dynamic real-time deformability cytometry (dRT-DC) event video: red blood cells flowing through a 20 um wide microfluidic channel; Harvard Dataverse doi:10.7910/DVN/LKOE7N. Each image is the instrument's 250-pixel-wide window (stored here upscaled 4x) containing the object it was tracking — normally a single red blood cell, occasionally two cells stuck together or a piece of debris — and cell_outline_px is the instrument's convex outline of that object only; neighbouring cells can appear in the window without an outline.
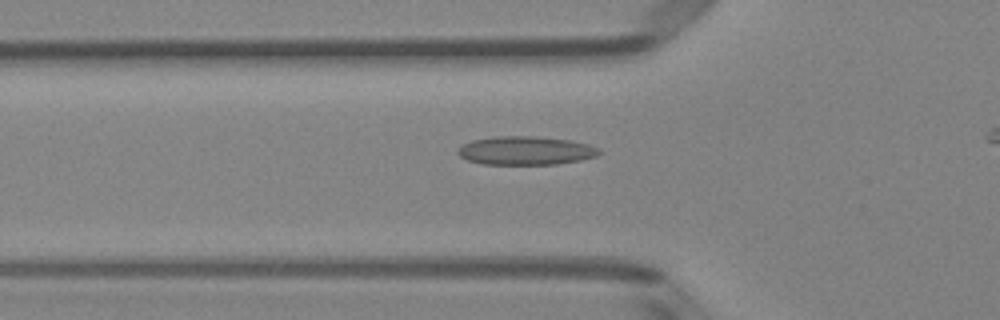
{"species": "Egyptian fruit bat (a non-hibernating species)", "species_latin": "Rousettus aegyptiacus", "temperature_condition": "room temperature", "stored_images_in_passage": 40, "camera_frame_rate_fps": 3000, "um_per_image_px": 0.085, "animal": {"sex": "female"}, "frame": {"image": 1, "passage_image": 13, "time_ms": 4.0, "image_size_px": [1000, 320], "cell_outline_px": [[600, 152], [596, 156], [580, 160], [556, 164], [484, 164], [468, 160], [460, 156], [456, 152], [464, 144], [472, 140], [492, 136], [536, 136], [568, 140], [588, 144], [600, 148]], "centroid_in_image_um": [44.68, 12.79], "position_along_channel_um": 81.1, "area_um2": 23.41}}
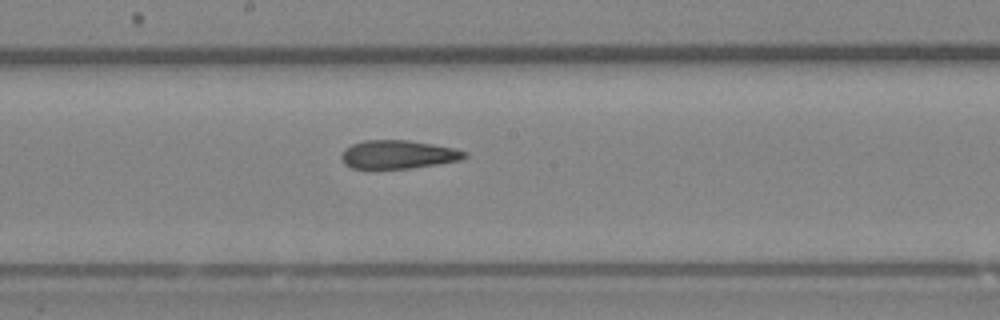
{"frame": {"image": 2, "passage_image": 23, "time_ms": 7.333, "image_size_px": [1000, 320], "cell_outline_px": [[468, 156], [460, 160], [412, 168], [352, 168], [344, 164], [340, 160], [340, 156], [344, 148], [352, 144], [364, 140], [408, 140], [432, 144], [452, 148], [468, 152]], "centroid_in_image_um": [33.8, 13.13], "position_along_channel_um": 214.4, "area_um2": 20.4}}
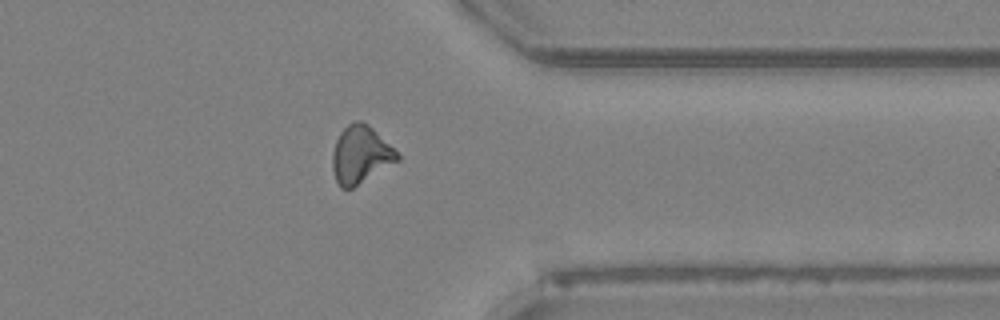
{"frame": {"image": 3, "passage_image": 36, "time_ms": 11.667, "image_size_px": [1000, 320], "cell_outline_px": [[400, 160], [352, 188], [340, 188], [336, 180], [332, 168], [332, 152], [336, 140], [340, 132], [348, 124], [356, 120], [360, 120], [368, 124], [400, 156]], "centroid_in_image_um": [30.62, 13.15], "position_along_channel_um": 380.8, "area_um2": 21.5}}